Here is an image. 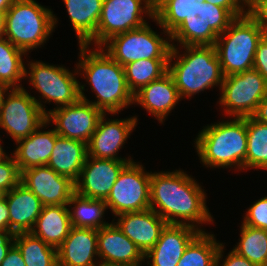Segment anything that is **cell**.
Masks as SVG:
<instances>
[{
    "label": "cell",
    "instance_id": "cell-13",
    "mask_svg": "<svg viewBox=\"0 0 267 266\" xmlns=\"http://www.w3.org/2000/svg\"><path fill=\"white\" fill-rule=\"evenodd\" d=\"M25 68V77L29 78L46 102H54L57 107L71 105L80 99V82L75 78L77 68L71 73L63 66H55L40 61H30ZM74 73V74H73Z\"/></svg>",
    "mask_w": 267,
    "mask_h": 266
},
{
    "label": "cell",
    "instance_id": "cell-51",
    "mask_svg": "<svg viewBox=\"0 0 267 266\" xmlns=\"http://www.w3.org/2000/svg\"><path fill=\"white\" fill-rule=\"evenodd\" d=\"M5 192L0 189V200L4 198Z\"/></svg>",
    "mask_w": 267,
    "mask_h": 266
},
{
    "label": "cell",
    "instance_id": "cell-31",
    "mask_svg": "<svg viewBox=\"0 0 267 266\" xmlns=\"http://www.w3.org/2000/svg\"><path fill=\"white\" fill-rule=\"evenodd\" d=\"M169 59H141L124 65L127 85L133 95L168 72Z\"/></svg>",
    "mask_w": 267,
    "mask_h": 266
},
{
    "label": "cell",
    "instance_id": "cell-27",
    "mask_svg": "<svg viewBox=\"0 0 267 266\" xmlns=\"http://www.w3.org/2000/svg\"><path fill=\"white\" fill-rule=\"evenodd\" d=\"M79 45H86L96 34L103 0H63Z\"/></svg>",
    "mask_w": 267,
    "mask_h": 266
},
{
    "label": "cell",
    "instance_id": "cell-12",
    "mask_svg": "<svg viewBox=\"0 0 267 266\" xmlns=\"http://www.w3.org/2000/svg\"><path fill=\"white\" fill-rule=\"evenodd\" d=\"M142 164L127 163L119 173L108 197L104 200L107 209L117 217L122 213L139 212L150 208L151 172Z\"/></svg>",
    "mask_w": 267,
    "mask_h": 266
},
{
    "label": "cell",
    "instance_id": "cell-32",
    "mask_svg": "<svg viewBox=\"0 0 267 266\" xmlns=\"http://www.w3.org/2000/svg\"><path fill=\"white\" fill-rule=\"evenodd\" d=\"M214 234L200 232L187 246L177 266H217L220 242Z\"/></svg>",
    "mask_w": 267,
    "mask_h": 266
},
{
    "label": "cell",
    "instance_id": "cell-4",
    "mask_svg": "<svg viewBox=\"0 0 267 266\" xmlns=\"http://www.w3.org/2000/svg\"><path fill=\"white\" fill-rule=\"evenodd\" d=\"M194 142L199 159L206 167L237 166L238 171L246 170V117L207 125Z\"/></svg>",
    "mask_w": 267,
    "mask_h": 266
},
{
    "label": "cell",
    "instance_id": "cell-23",
    "mask_svg": "<svg viewBox=\"0 0 267 266\" xmlns=\"http://www.w3.org/2000/svg\"><path fill=\"white\" fill-rule=\"evenodd\" d=\"M4 198L9 208V231L31 232L43 208L40 199L21 182L5 193Z\"/></svg>",
    "mask_w": 267,
    "mask_h": 266
},
{
    "label": "cell",
    "instance_id": "cell-26",
    "mask_svg": "<svg viewBox=\"0 0 267 266\" xmlns=\"http://www.w3.org/2000/svg\"><path fill=\"white\" fill-rule=\"evenodd\" d=\"M67 205L43 206L31 233L58 249L72 227Z\"/></svg>",
    "mask_w": 267,
    "mask_h": 266
},
{
    "label": "cell",
    "instance_id": "cell-7",
    "mask_svg": "<svg viewBox=\"0 0 267 266\" xmlns=\"http://www.w3.org/2000/svg\"><path fill=\"white\" fill-rule=\"evenodd\" d=\"M236 17L226 8L198 2L185 20L170 34L179 46L214 45Z\"/></svg>",
    "mask_w": 267,
    "mask_h": 266
},
{
    "label": "cell",
    "instance_id": "cell-44",
    "mask_svg": "<svg viewBox=\"0 0 267 266\" xmlns=\"http://www.w3.org/2000/svg\"><path fill=\"white\" fill-rule=\"evenodd\" d=\"M9 231V208L5 198L0 200V233Z\"/></svg>",
    "mask_w": 267,
    "mask_h": 266
},
{
    "label": "cell",
    "instance_id": "cell-30",
    "mask_svg": "<svg viewBox=\"0 0 267 266\" xmlns=\"http://www.w3.org/2000/svg\"><path fill=\"white\" fill-rule=\"evenodd\" d=\"M25 54L27 55L4 36L0 37V82L9 89L23 87L19 82L25 78L26 66L22 59Z\"/></svg>",
    "mask_w": 267,
    "mask_h": 266
},
{
    "label": "cell",
    "instance_id": "cell-38",
    "mask_svg": "<svg viewBox=\"0 0 267 266\" xmlns=\"http://www.w3.org/2000/svg\"><path fill=\"white\" fill-rule=\"evenodd\" d=\"M247 14L267 34V0H247Z\"/></svg>",
    "mask_w": 267,
    "mask_h": 266
},
{
    "label": "cell",
    "instance_id": "cell-17",
    "mask_svg": "<svg viewBox=\"0 0 267 266\" xmlns=\"http://www.w3.org/2000/svg\"><path fill=\"white\" fill-rule=\"evenodd\" d=\"M126 160L98 159L87 156L80 176L75 182V192L83 197L105 200Z\"/></svg>",
    "mask_w": 267,
    "mask_h": 266
},
{
    "label": "cell",
    "instance_id": "cell-14",
    "mask_svg": "<svg viewBox=\"0 0 267 266\" xmlns=\"http://www.w3.org/2000/svg\"><path fill=\"white\" fill-rule=\"evenodd\" d=\"M104 113L83 99L48 111L47 122H53L59 136L82 141L86 144L97 128Z\"/></svg>",
    "mask_w": 267,
    "mask_h": 266
},
{
    "label": "cell",
    "instance_id": "cell-37",
    "mask_svg": "<svg viewBox=\"0 0 267 266\" xmlns=\"http://www.w3.org/2000/svg\"><path fill=\"white\" fill-rule=\"evenodd\" d=\"M243 219L242 224L267 231V196L254 202Z\"/></svg>",
    "mask_w": 267,
    "mask_h": 266
},
{
    "label": "cell",
    "instance_id": "cell-2",
    "mask_svg": "<svg viewBox=\"0 0 267 266\" xmlns=\"http://www.w3.org/2000/svg\"><path fill=\"white\" fill-rule=\"evenodd\" d=\"M80 60L76 67L80 75L89 83L95 92L97 101H89L85 93V85L80 83V98L90 102L103 113L116 115L133 104L134 95L130 91L124 68L108 55L102 47L89 50L88 45H79Z\"/></svg>",
    "mask_w": 267,
    "mask_h": 266
},
{
    "label": "cell",
    "instance_id": "cell-43",
    "mask_svg": "<svg viewBox=\"0 0 267 266\" xmlns=\"http://www.w3.org/2000/svg\"><path fill=\"white\" fill-rule=\"evenodd\" d=\"M15 234L12 231L0 233V264L5 259L8 250L14 244Z\"/></svg>",
    "mask_w": 267,
    "mask_h": 266
},
{
    "label": "cell",
    "instance_id": "cell-47",
    "mask_svg": "<svg viewBox=\"0 0 267 266\" xmlns=\"http://www.w3.org/2000/svg\"><path fill=\"white\" fill-rule=\"evenodd\" d=\"M8 90L9 88L5 84L0 82V105L2 103L3 97H5V93H7Z\"/></svg>",
    "mask_w": 267,
    "mask_h": 266
},
{
    "label": "cell",
    "instance_id": "cell-34",
    "mask_svg": "<svg viewBox=\"0 0 267 266\" xmlns=\"http://www.w3.org/2000/svg\"><path fill=\"white\" fill-rule=\"evenodd\" d=\"M240 234L232 250L257 266H267V231L241 224Z\"/></svg>",
    "mask_w": 267,
    "mask_h": 266
},
{
    "label": "cell",
    "instance_id": "cell-41",
    "mask_svg": "<svg viewBox=\"0 0 267 266\" xmlns=\"http://www.w3.org/2000/svg\"><path fill=\"white\" fill-rule=\"evenodd\" d=\"M199 2H209L214 5L228 9L236 18L247 13V0H199Z\"/></svg>",
    "mask_w": 267,
    "mask_h": 266
},
{
    "label": "cell",
    "instance_id": "cell-33",
    "mask_svg": "<svg viewBox=\"0 0 267 266\" xmlns=\"http://www.w3.org/2000/svg\"><path fill=\"white\" fill-rule=\"evenodd\" d=\"M198 2L199 0H155L153 20L165 35L170 36Z\"/></svg>",
    "mask_w": 267,
    "mask_h": 266
},
{
    "label": "cell",
    "instance_id": "cell-45",
    "mask_svg": "<svg viewBox=\"0 0 267 266\" xmlns=\"http://www.w3.org/2000/svg\"><path fill=\"white\" fill-rule=\"evenodd\" d=\"M258 122L267 124V96H265L258 104L257 110L252 116Z\"/></svg>",
    "mask_w": 267,
    "mask_h": 266
},
{
    "label": "cell",
    "instance_id": "cell-15",
    "mask_svg": "<svg viewBox=\"0 0 267 266\" xmlns=\"http://www.w3.org/2000/svg\"><path fill=\"white\" fill-rule=\"evenodd\" d=\"M21 183L40 199L43 206L67 205L75 193V182L47 165L23 170Z\"/></svg>",
    "mask_w": 267,
    "mask_h": 266
},
{
    "label": "cell",
    "instance_id": "cell-5",
    "mask_svg": "<svg viewBox=\"0 0 267 266\" xmlns=\"http://www.w3.org/2000/svg\"><path fill=\"white\" fill-rule=\"evenodd\" d=\"M35 0H14L4 14V34L15 47L30 52L46 43L55 29L57 18Z\"/></svg>",
    "mask_w": 267,
    "mask_h": 266
},
{
    "label": "cell",
    "instance_id": "cell-19",
    "mask_svg": "<svg viewBox=\"0 0 267 266\" xmlns=\"http://www.w3.org/2000/svg\"><path fill=\"white\" fill-rule=\"evenodd\" d=\"M188 225L167 224L159 240L145 255L150 266H177L189 243L200 233ZM150 262V263H149Z\"/></svg>",
    "mask_w": 267,
    "mask_h": 266
},
{
    "label": "cell",
    "instance_id": "cell-39",
    "mask_svg": "<svg viewBox=\"0 0 267 266\" xmlns=\"http://www.w3.org/2000/svg\"><path fill=\"white\" fill-rule=\"evenodd\" d=\"M253 69L257 70L267 82V34L258 43Z\"/></svg>",
    "mask_w": 267,
    "mask_h": 266
},
{
    "label": "cell",
    "instance_id": "cell-36",
    "mask_svg": "<svg viewBox=\"0 0 267 266\" xmlns=\"http://www.w3.org/2000/svg\"><path fill=\"white\" fill-rule=\"evenodd\" d=\"M21 182V172L14 157L8 156L0 162V189L7 193Z\"/></svg>",
    "mask_w": 267,
    "mask_h": 266
},
{
    "label": "cell",
    "instance_id": "cell-10",
    "mask_svg": "<svg viewBox=\"0 0 267 266\" xmlns=\"http://www.w3.org/2000/svg\"><path fill=\"white\" fill-rule=\"evenodd\" d=\"M154 8V0H103L96 34L86 45L101 47L114 35L141 28L146 15L154 19Z\"/></svg>",
    "mask_w": 267,
    "mask_h": 266
},
{
    "label": "cell",
    "instance_id": "cell-8",
    "mask_svg": "<svg viewBox=\"0 0 267 266\" xmlns=\"http://www.w3.org/2000/svg\"><path fill=\"white\" fill-rule=\"evenodd\" d=\"M171 42L170 36L166 39L159 36L147 23L141 28L112 36L101 47L124 66L141 59H169Z\"/></svg>",
    "mask_w": 267,
    "mask_h": 266
},
{
    "label": "cell",
    "instance_id": "cell-28",
    "mask_svg": "<svg viewBox=\"0 0 267 266\" xmlns=\"http://www.w3.org/2000/svg\"><path fill=\"white\" fill-rule=\"evenodd\" d=\"M67 206L73 227L99 230L109 224L102 218L107 209L106 203L102 199L86 198L75 192Z\"/></svg>",
    "mask_w": 267,
    "mask_h": 266
},
{
    "label": "cell",
    "instance_id": "cell-9",
    "mask_svg": "<svg viewBox=\"0 0 267 266\" xmlns=\"http://www.w3.org/2000/svg\"><path fill=\"white\" fill-rule=\"evenodd\" d=\"M7 94L0 105V127L17 142L47 121L48 110L24 87L10 88Z\"/></svg>",
    "mask_w": 267,
    "mask_h": 266
},
{
    "label": "cell",
    "instance_id": "cell-48",
    "mask_svg": "<svg viewBox=\"0 0 267 266\" xmlns=\"http://www.w3.org/2000/svg\"><path fill=\"white\" fill-rule=\"evenodd\" d=\"M4 34V14H0V37Z\"/></svg>",
    "mask_w": 267,
    "mask_h": 266
},
{
    "label": "cell",
    "instance_id": "cell-25",
    "mask_svg": "<svg viewBox=\"0 0 267 266\" xmlns=\"http://www.w3.org/2000/svg\"><path fill=\"white\" fill-rule=\"evenodd\" d=\"M88 156L87 144L57 134L47 166L76 182Z\"/></svg>",
    "mask_w": 267,
    "mask_h": 266
},
{
    "label": "cell",
    "instance_id": "cell-40",
    "mask_svg": "<svg viewBox=\"0 0 267 266\" xmlns=\"http://www.w3.org/2000/svg\"><path fill=\"white\" fill-rule=\"evenodd\" d=\"M224 245L221 243L219 246V251L217 254V266H257L256 264L252 263L245 257L238 255L234 250L230 251L225 259L222 261V257L224 253ZM220 261L223 263L220 264Z\"/></svg>",
    "mask_w": 267,
    "mask_h": 266
},
{
    "label": "cell",
    "instance_id": "cell-22",
    "mask_svg": "<svg viewBox=\"0 0 267 266\" xmlns=\"http://www.w3.org/2000/svg\"><path fill=\"white\" fill-rule=\"evenodd\" d=\"M97 233L96 229L72 226L57 249L58 266H92L96 263L99 258Z\"/></svg>",
    "mask_w": 267,
    "mask_h": 266
},
{
    "label": "cell",
    "instance_id": "cell-24",
    "mask_svg": "<svg viewBox=\"0 0 267 266\" xmlns=\"http://www.w3.org/2000/svg\"><path fill=\"white\" fill-rule=\"evenodd\" d=\"M47 125L49 122L46 121L28 137L16 142L18 146L11 155L14 157L20 172L31 167L47 165L57 139L55 129L40 130L46 128Z\"/></svg>",
    "mask_w": 267,
    "mask_h": 266
},
{
    "label": "cell",
    "instance_id": "cell-21",
    "mask_svg": "<svg viewBox=\"0 0 267 266\" xmlns=\"http://www.w3.org/2000/svg\"><path fill=\"white\" fill-rule=\"evenodd\" d=\"M179 101L181 98L178 89L173 77L167 72L136 92L133 103L139 104L163 124Z\"/></svg>",
    "mask_w": 267,
    "mask_h": 266
},
{
    "label": "cell",
    "instance_id": "cell-50",
    "mask_svg": "<svg viewBox=\"0 0 267 266\" xmlns=\"http://www.w3.org/2000/svg\"><path fill=\"white\" fill-rule=\"evenodd\" d=\"M92 266H121V265H115V264L99 261L97 263H94Z\"/></svg>",
    "mask_w": 267,
    "mask_h": 266
},
{
    "label": "cell",
    "instance_id": "cell-1",
    "mask_svg": "<svg viewBox=\"0 0 267 266\" xmlns=\"http://www.w3.org/2000/svg\"><path fill=\"white\" fill-rule=\"evenodd\" d=\"M150 191V209L168 224L188 225L203 232L200 224L213 222L206 192L182 170L151 172Z\"/></svg>",
    "mask_w": 267,
    "mask_h": 266
},
{
    "label": "cell",
    "instance_id": "cell-20",
    "mask_svg": "<svg viewBox=\"0 0 267 266\" xmlns=\"http://www.w3.org/2000/svg\"><path fill=\"white\" fill-rule=\"evenodd\" d=\"M97 237L98 256L102 262L121 266H140L145 262L142 252L114 222L100 228Z\"/></svg>",
    "mask_w": 267,
    "mask_h": 266
},
{
    "label": "cell",
    "instance_id": "cell-11",
    "mask_svg": "<svg viewBox=\"0 0 267 266\" xmlns=\"http://www.w3.org/2000/svg\"><path fill=\"white\" fill-rule=\"evenodd\" d=\"M220 92L219 105L227 116L251 117L267 96V82L257 70L250 69L225 76Z\"/></svg>",
    "mask_w": 267,
    "mask_h": 266
},
{
    "label": "cell",
    "instance_id": "cell-18",
    "mask_svg": "<svg viewBox=\"0 0 267 266\" xmlns=\"http://www.w3.org/2000/svg\"><path fill=\"white\" fill-rule=\"evenodd\" d=\"M116 226L145 255L159 240L161 232L168 224L154 210L128 212L117 215Z\"/></svg>",
    "mask_w": 267,
    "mask_h": 266
},
{
    "label": "cell",
    "instance_id": "cell-3",
    "mask_svg": "<svg viewBox=\"0 0 267 266\" xmlns=\"http://www.w3.org/2000/svg\"><path fill=\"white\" fill-rule=\"evenodd\" d=\"M171 44L168 72L173 77L181 99L192 98L214 86L221 88L225 76L214 45L182 46L186 52L180 54L176 44Z\"/></svg>",
    "mask_w": 267,
    "mask_h": 266
},
{
    "label": "cell",
    "instance_id": "cell-35",
    "mask_svg": "<svg viewBox=\"0 0 267 266\" xmlns=\"http://www.w3.org/2000/svg\"><path fill=\"white\" fill-rule=\"evenodd\" d=\"M247 152L246 169L267 170V124L246 117Z\"/></svg>",
    "mask_w": 267,
    "mask_h": 266
},
{
    "label": "cell",
    "instance_id": "cell-16",
    "mask_svg": "<svg viewBox=\"0 0 267 266\" xmlns=\"http://www.w3.org/2000/svg\"><path fill=\"white\" fill-rule=\"evenodd\" d=\"M104 113L97 124V128L87 144L88 156L98 159L126 160L128 163L133 161L129 158L117 156V152L123 148L130 133L137 125L136 116L126 119H109Z\"/></svg>",
    "mask_w": 267,
    "mask_h": 266
},
{
    "label": "cell",
    "instance_id": "cell-46",
    "mask_svg": "<svg viewBox=\"0 0 267 266\" xmlns=\"http://www.w3.org/2000/svg\"><path fill=\"white\" fill-rule=\"evenodd\" d=\"M13 2L14 0H0V14H5Z\"/></svg>",
    "mask_w": 267,
    "mask_h": 266
},
{
    "label": "cell",
    "instance_id": "cell-29",
    "mask_svg": "<svg viewBox=\"0 0 267 266\" xmlns=\"http://www.w3.org/2000/svg\"><path fill=\"white\" fill-rule=\"evenodd\" d=\"M14 244L20 250L26 266H58L57 249L31 232L15 234Z\"/></svg>",
    "mask_w": 267,
    "mask_h": 266
},
{
    "label": "cell",
    "instance_id": "cell-6",
    "mask_svg": "<svg viewBox=\"0 0 267 266\" xmlns=\"http://www.w3.org/2000/svg\"><path fill=\"white\" fill-rule=\"evenodd\" d=\"M265 35L246 13L236 18L214 44L224 76L253 69L258 43Z\"/></svg>",
    "mask_w": 267,
    "mask_h": 266
},
{
    "label": "cell",
    "instance_id": "cell-49",
    "mask_svg": "<svg viewBox=\"0 0 267 266\" xmlns=\"http://www.w3.org/2000/svg\"><path fill=\"white\" fill-rule=\"evenodd\" d=\"M8 155L5 153L3 147L1 146V139H0V162L6 159Z\"/></svg>",
    "mask_w": 267,
    "mask_h": 266
},
{
    "label": "cell",
    "instance_id": "cell-42",
    "mask_svg": "<svg viewBox=\"0 0 267 266\" xmlns=\"http://www.w3.org/2000/svg\"><path fill=\"white\" fill-rule=\"evenodd\" d=\"M0 266H26L22 254L15 244L8 250Z\"/></svg>",
    "mask_w": 267,
    "mask_h": 266
}]
</instances>
